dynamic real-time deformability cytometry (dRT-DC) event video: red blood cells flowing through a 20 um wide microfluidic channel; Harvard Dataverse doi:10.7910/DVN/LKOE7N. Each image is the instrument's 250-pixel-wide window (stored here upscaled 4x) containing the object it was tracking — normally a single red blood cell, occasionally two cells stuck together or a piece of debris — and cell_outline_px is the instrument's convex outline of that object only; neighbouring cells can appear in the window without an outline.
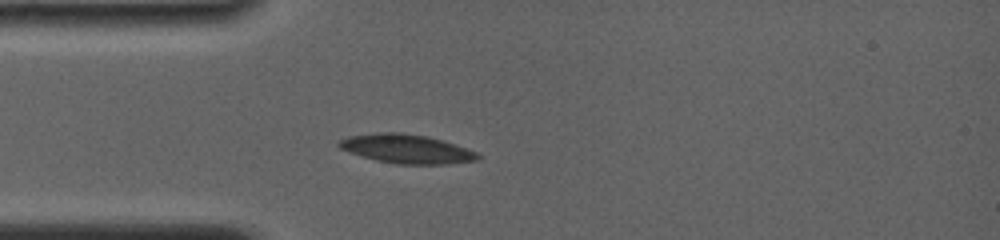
{"species": "common noctule bat (a hibernating species)", "species_latin": "Nyctalus noctula", "temperature_condition": "room temperature", "stored_images_in_passage": 44, "camera_frame_rate_fps": 4000, "um_per_image_px": 0.085, "animal": {"sex": "female", "body_mass_g": 19.0, "forearm_length_mm": 56.7}, "frame": {"image": 1, "passage_image": 1, "time_ms": 0.0, "image_size_px": [1000, 240], "cell_outline_px": [[480, 156], [476, 160], [448, 164], [396, 164], [376, 160], [340, 148], [336, 144], [340, 140], [348, 136], [380, 132], [400, 132], [428, 136], [444, 140], [476, 152]], "centroid_in_image_um": [34.56, 12.64], "position_along_channel_um": 50.4, "area_um2": 23.24}}
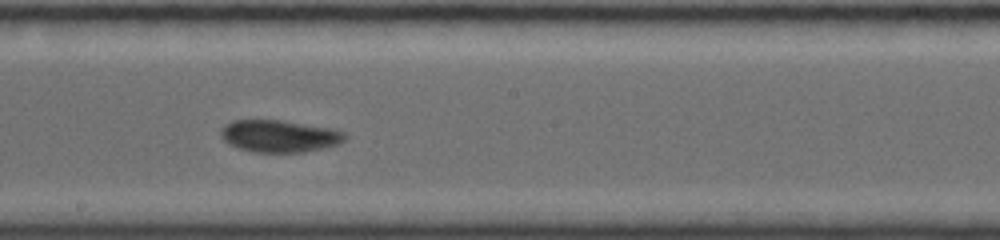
{"frame": {"image": 2, "passage_image": 19, "time_ms": 4.75, "image_size_px": [1000, 240], "cell_outline_px": [[348, 136], [340, 144], [324, 148], [304, 152], [252, 152], [228, 144], [220, 136], [220, 128], [224, 124], [232, 120], [280, 120], [332, 128], [344, 132]], "centroid_in_image_um": [23.74, 11.56], "position_along_channel_um": 224.5, "area_um2": 23.47}}
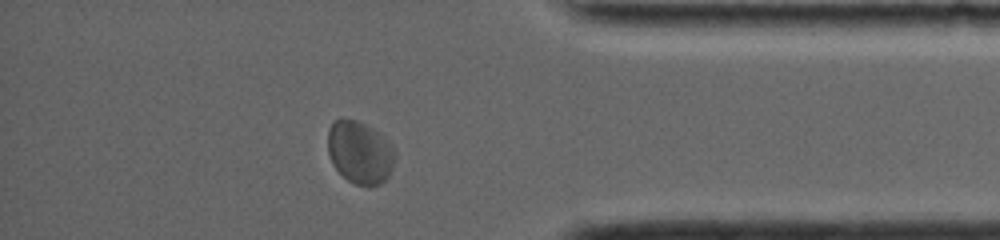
{"frame": {"image": 3, "passage_image": 38, "time_ms": 9.75, "image_size_px": [1000, 240], "cell_outline_px": [[396, 156], [392, 168], [388, 176], [380, 184], [356, 184], [348, 180], [336, 168], [328, 152], [328, 128], [336, 120], [356, 120], [372, 128], [388, 140], [396, 148]], "centroid_in_image_um": [30.62, 12.94], "position_along_channel_um": 404.6, "area_um2": 24.16}, "authors_computed_cell_mechanics": {"area_um2": 23.3512, "velocity_mm_per_s": 3.7951, "shape_relaxation_time_tau1_ms": 5.9971, "shape_relaxation_time_tau2_ms": 1.3378, "deformation_change_tau1": 0.1117, "deformation_change_tau2": 0.0444}}